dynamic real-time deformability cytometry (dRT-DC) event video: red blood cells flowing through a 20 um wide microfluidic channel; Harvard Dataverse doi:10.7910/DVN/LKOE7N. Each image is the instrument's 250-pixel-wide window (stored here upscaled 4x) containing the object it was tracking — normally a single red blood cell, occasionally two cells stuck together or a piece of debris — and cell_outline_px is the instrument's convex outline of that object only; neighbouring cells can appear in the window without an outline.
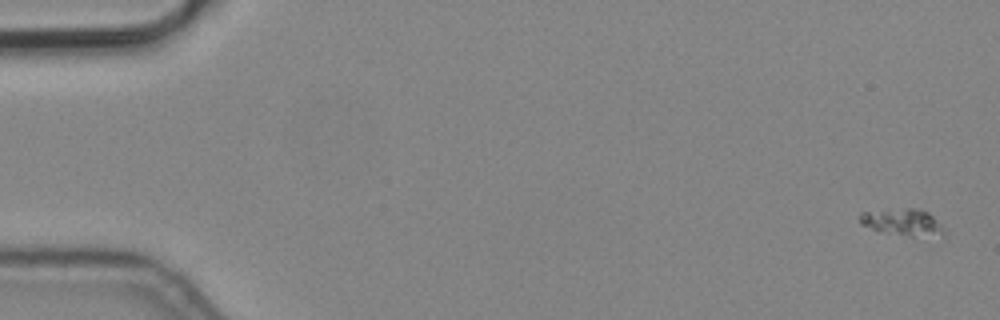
{"species": "common noctule bat (a hibernating species)", "species_latin": "Nyctalus noctula", "temperature_condition": "cold", "stored_images_in_passage": 6, "camera_frame_rate_fps": 3000, "um_per_image_px": 0.085, "animal": {"sex": "male", "body_mass_g": 19.2, "forearm_length_mm": 51.8}, "frame": {"image": 1, "passage_image": 1, "time_ms": 0.0, "image_size_px": [1000, 320], "cell_outline_px": [[944, 236], [912, 236], [888, 232], [872, 228], [860, 224], [860, 212], [904, 208], [912, 208], [928, 212], [944, 228]], "centroid_in_image_um": [76.75, 18.88], "position_along_channel_um": 8.2, "area_um2": 12.83}}
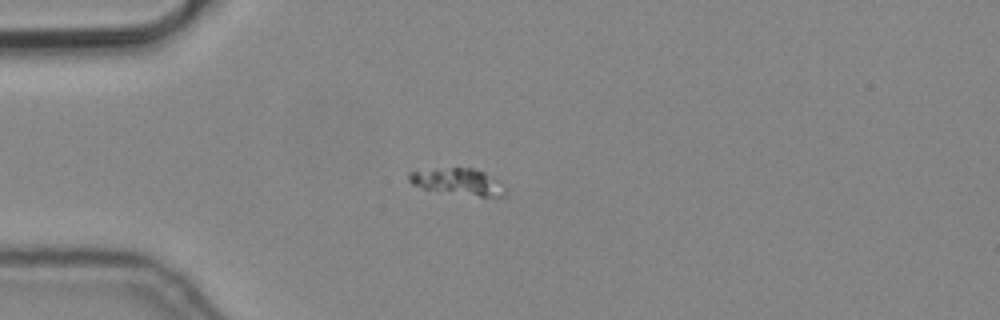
{"frame": {"image": 2, "passage_image": 5, "time_ms": 1.333, "image_size_px": [1000, 320], "cell_outline_px": [[508, 188], [504, 196], [480, 196], [424, 188], [412, 184], [408, 180], [408, 172], [452, 168], [472, 168], [484, 172], [500, 180]], "centroid_in_image_um": [39.03, 15.44], "position_along_channel_um": 46.0, "area_um2": 14.57}}